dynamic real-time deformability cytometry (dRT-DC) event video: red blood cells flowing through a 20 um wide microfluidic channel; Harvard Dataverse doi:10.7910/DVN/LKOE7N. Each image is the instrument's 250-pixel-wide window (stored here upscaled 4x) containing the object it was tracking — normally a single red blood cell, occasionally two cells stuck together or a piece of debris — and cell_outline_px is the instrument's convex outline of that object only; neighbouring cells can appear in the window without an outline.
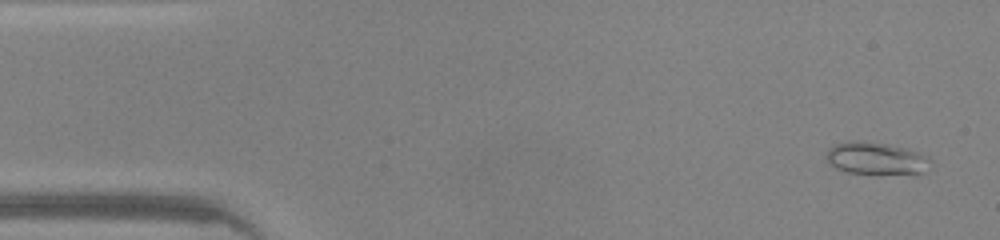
{"species": "common noctule bat (a hibernating species)", "species_latin": "Nyctalus noctula", "temperature_condition": "warm", "stored_images_in_passage": 46, "camera_frame_rate_fps": 3000, "um_per_image_px": 0.085, "animal": {"sex": "male", "body_mass_g": 20.0, "forearm_length_mm": 53.3}, "frame": {"image": 1, "passage_image": 2, "time_ms": 0.333, "image_size_px": [1000, 240], "cell_outline_px": [[932, 168], [924, 172], [912, 176], [848, 172], [836, 168], [824, 156], [828, 148], [832, 144], [852, 140], [856, 140], [888, 144], [908, 148], [920, 152], [928, 156], [932, 160]], "centroid_in_image_um": [74.57, 13.48], "position_along_channel_um": 10.4, "area_um2": 20.58}}
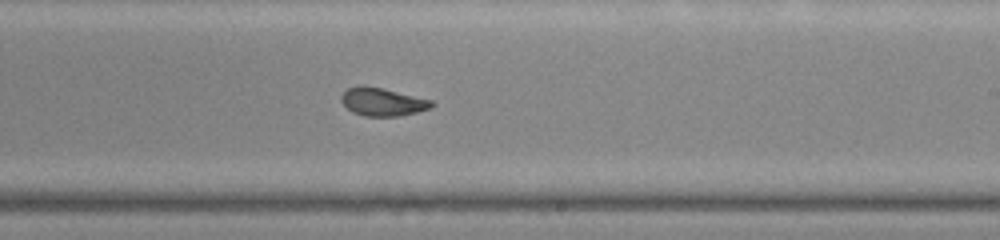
{"frame": {"image": 2, "passage_image": 27, "time_ms": 8.667, "image_size_px": [1000, 240], "cell_outline_px": [[436, 104], [432, 108], [400, 116], [364, 116], [352, 112], [340, 100], [340, 96], [348, 88], [380, 88], [432, 100]], "centroid_in_image_um": [32.57, 8.7], "position_along_channel_um": 256.4, "area_um2": 14.28}}
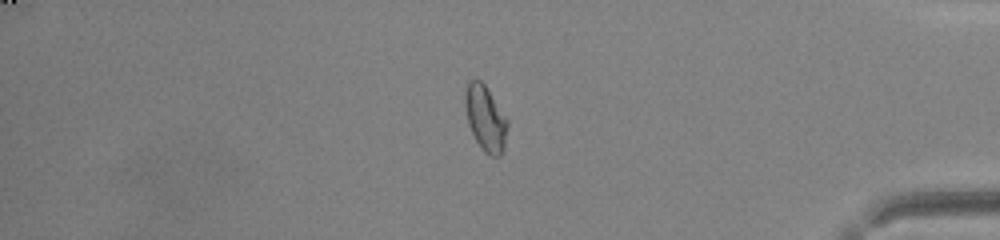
{"frame": {"image": 3, "passage_image": 39, "time_ms": 12.667, "image_size_px": [1000, 240], "cell_outline_px": [[508, 124], [504, 148], [500, 156], [492, 156], [484, 152], [476, 140], [468, 124], [464, 104], [464, 92], [468, 80], [480, 80], [484, 84], [508, 120]], "centroid_in_image_um": [41.25, 10.05], "position_along_channel_um": 394.0, "area_um2": 16.13}, "authors_computed_cell_mechanics": {"area_um2": 16.0684, "velocity_mm_per_s": 4.2994, "shape_relaxation_time_tau1_ms": 6.5438, "shape_relaxation_time_tau2_ms": 0.8677, "deformation_change_tau1": 0.177, "deformation_change_tau2": 0.0599}}